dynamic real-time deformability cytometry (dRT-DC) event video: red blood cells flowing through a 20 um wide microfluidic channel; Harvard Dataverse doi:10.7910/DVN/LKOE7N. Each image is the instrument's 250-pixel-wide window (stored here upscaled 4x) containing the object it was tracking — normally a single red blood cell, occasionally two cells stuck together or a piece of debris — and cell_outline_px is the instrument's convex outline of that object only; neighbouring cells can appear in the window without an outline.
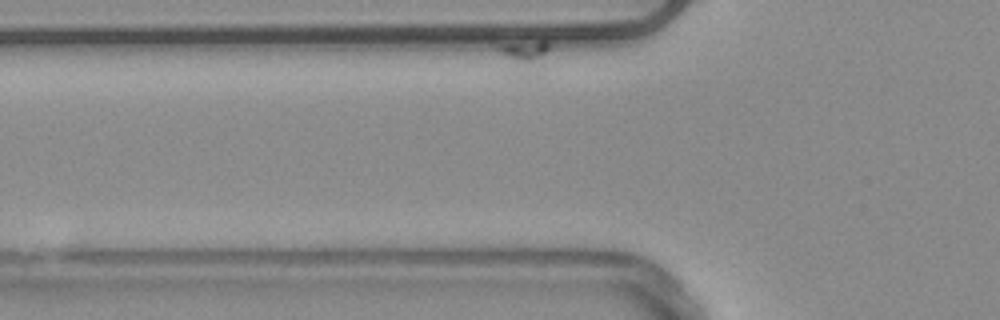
{"species": "common noctule bat (a hibernating species)", "species_latin": "Nyctalus noctula", "temperature_condition": "warm", "stored_images_in_passage": 32, "camera_frame_rate_fps": 3000, "um_per_image_px": 0.085, "animal": {"sex": "male", "body_mass_g": 20.4}, "frame": {"image": 1, "passage_image": 3, "time_ms": 0.667, "image_size_px": [1000, 320], "cell_outline_px": [[548, 48], [540, 72], [536, 80], [528, 80], [520, 76], [492, 44], [492, 40], [548, 40]], "centroid_in_image_um": [44.52, 4.74], "position_along_channel_um": 81.3, "area_um2": 10.75}}